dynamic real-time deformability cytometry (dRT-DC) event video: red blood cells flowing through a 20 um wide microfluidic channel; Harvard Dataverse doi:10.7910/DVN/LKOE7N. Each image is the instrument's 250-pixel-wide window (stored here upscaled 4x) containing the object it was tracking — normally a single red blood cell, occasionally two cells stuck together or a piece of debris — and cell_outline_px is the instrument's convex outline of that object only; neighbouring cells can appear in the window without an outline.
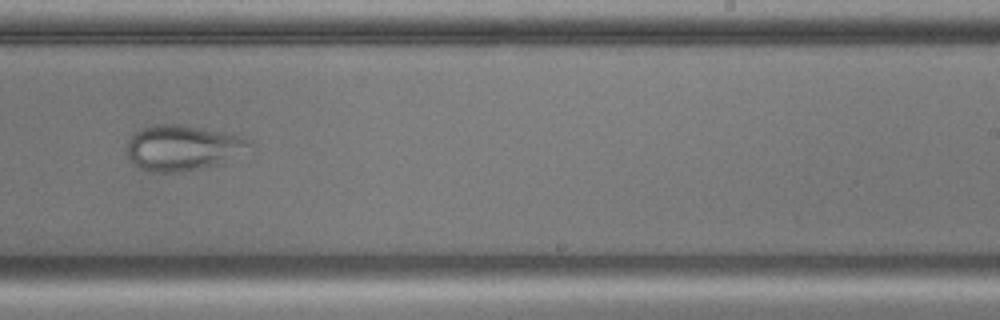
{"species": "common noctule bat (a hibernating species)", "species_latin": "Nyctalus noctula", "temperature_condition": "cold", "stored_images_in_passage": 55, "camera_frame_rate_fps": 3000, "um_per_image_px": 0.085, "animal": {"sex": "male", "body_mass_g": 17.9, "forearm_length_mm": 54.2}, "frame": {"image": 1, "passage_image": 34, "time_ms": 11.0, "image_size_px": [1000, 320], "cell_outline_px": [[256, 152], [220, 164], [200, 168], [176, 172], [148, 172], [132, 164], [128, 160], [124, 148], [132, 132], [140, 128], [156, 124], [180, 124], [224, 132], [244, 136], [252, 140], [256, 144]], "centroid_in_image_um": [15.63, 12.56], "position_along_channel_um": 273.4, "area_um2": 34.1}}
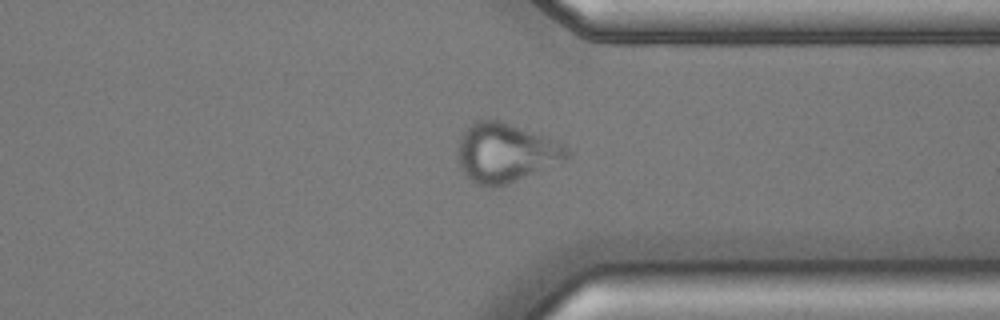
{"frame": {"image": 2, "passage_image": 42, "time_ms": 13.667, "image_size_px": [1000, 320], "cell_outline_px": [[572, 156], [568, 160], [508, 184], [476, 184], [460, 168], [456, 156], [460, 136], [476, 120], [500, 120], [556, 140], [564, 144], [572, 152]], "centroid_in_image_um": [43.03, 12.96], "position_along_channel_um": 368.4, "area_um2": 37.51}}